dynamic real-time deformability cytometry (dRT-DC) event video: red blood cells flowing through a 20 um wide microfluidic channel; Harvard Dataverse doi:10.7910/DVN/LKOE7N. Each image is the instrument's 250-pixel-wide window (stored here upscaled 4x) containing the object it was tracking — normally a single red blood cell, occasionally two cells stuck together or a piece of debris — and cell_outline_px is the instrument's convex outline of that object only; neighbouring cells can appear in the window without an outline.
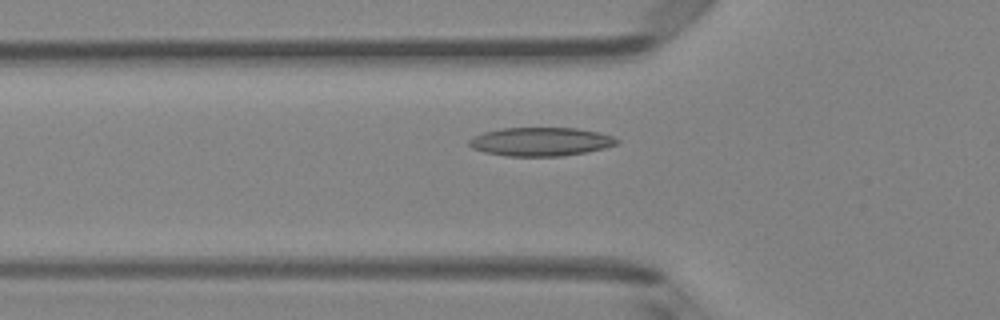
{"species": "Egyptian fruit bat (a non-hibernating species)", "species_latin": "Rousettus aegyptiacus", "temperature_condition": "room temperature", "stored_images_in_passage": 45, "camera_frame_rate_fps": 3000, "um_per_image_px": 0.085, "animal": {"sex": "female"}, "frame": {"image": 1, "passage_image": 16, "time_ms": 5.0, "image_size_px": [1000, 320], "cell_outline_px": [[620, 140], [616, 144], [604, 148], [584, 152], [560, 156], [504, 156], [484, 152], [472, 148], [468, 144], [468, 140], [472, 136], [484, 132], [504, 128], [576, 128], [600, 132], [612, 136]], "centroid_in_image_um": [45.93, 12.04], "position_along_channel_um": 79.9, "area_um2": 24.62}}
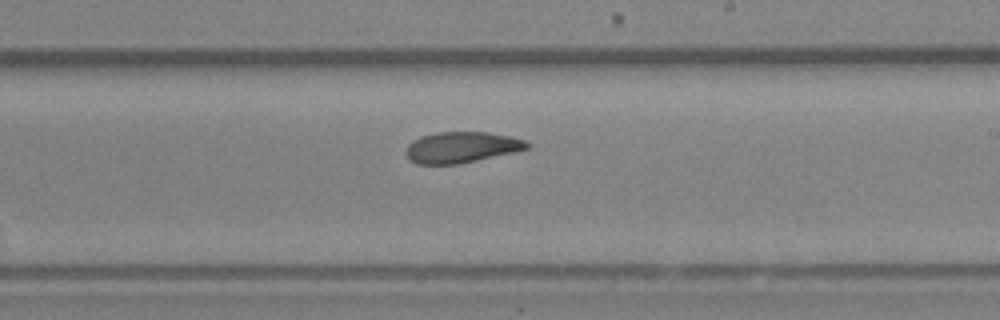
{"frame": {"image": 2, "passage_image": 28, "time_ms": 9.0, "image_size_px": [1000, 320], "cell_outline_px": [[532, 144], [528, 148], [512, 152], [460, 164], [416, 164], [408, 156], [408, 144], [412, 140], [420, 136], [436, 132], [488, 132], [508, 136], [524, 140]], "centroid_in_image_um": [39.23, 12.51], "position_along_channel_um": 249.8, "area_um2": 21.62}}
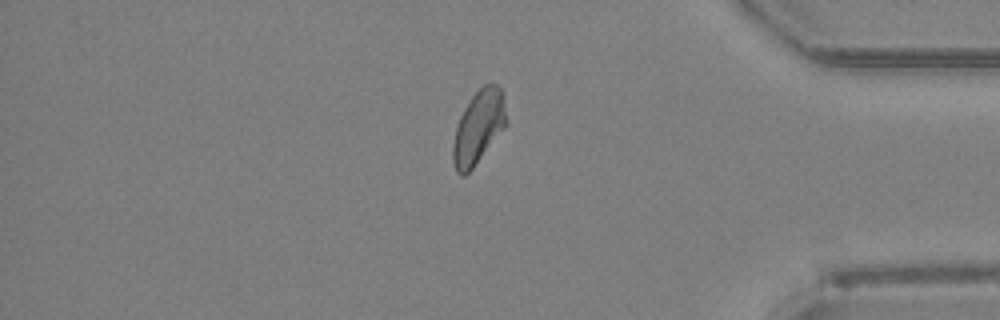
{"frame": {"image": 3, "passage_image": 40, "time_ms": 13.0, "image_size_px": [1000, 320], "cell_outline_px": [[508, 124], [472, 168], [464, 176], [460, 176], [456, 172], [452, 160], [452, 144], [456, 128], [460, 116], [464, 108], [472, 96], [484, 84], [496, 84], [504, 92], [508, 120]], "centroid_in_image_um": [40.69, 10.8], "position_along_channel_um": 394.5, "area_um2": 23.0}, "authors_computed_cell_mechanics": {"area_um2": 23.0622, "velocity_mm_per_s": 4.2672, "shape_relaxation_time_tau1_ms": null, "shape_relaxation_time_tau2_ms": 2.5374, "deformation_change_tau1": null, "deformation_change_tau2": 0.0846}}